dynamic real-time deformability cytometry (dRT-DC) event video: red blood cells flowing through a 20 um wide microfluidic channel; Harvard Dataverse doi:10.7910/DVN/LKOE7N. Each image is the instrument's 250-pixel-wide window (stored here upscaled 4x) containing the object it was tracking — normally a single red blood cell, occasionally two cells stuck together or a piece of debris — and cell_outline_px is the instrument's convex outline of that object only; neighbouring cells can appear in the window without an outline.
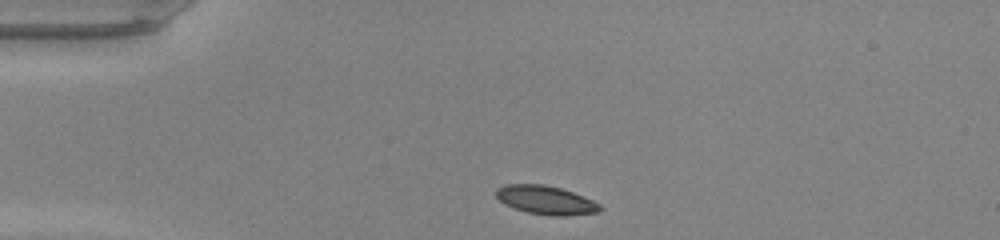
{"species": "common noctule bat (a hibernating species)", "species_latin": "Nyctalus noctula", "temperature_condition": "warm", "stored_images_in_passage": 38, "camera_frame_rate_fps": 3000, "um_per_image_px": 0.085, "animal": {"sex": "male", "body_mass_g": 20.0, "forearm_length_mm": 53.3}, "frame": {"image": 1, "passage_image": 1, "time_ms": 0.0, "image_size_px": [1000, 240], "cell_outline_px": [[604, 208], [600, 212], [564, 216], [552, 216], [528, 212], [504, 204], [496, 196], [496, 188], [504, 184], [544, 184], [560, 188], [584, 196], [600, 204]], "centroid_in_image_um": [46.42, 17.0], "position_along_channel_um": 38.6, "area_um2": 17.4}}
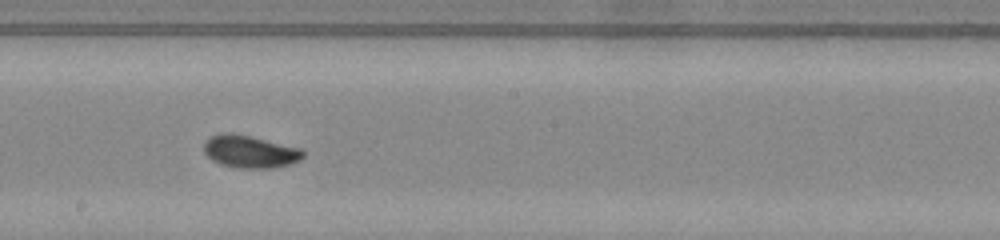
{"frame": {"image": 2, "passage_image": 17, "time_ms": 5.333, "image_size_px": [1000, 240], "cell_outline_px": [[304, 156], [300, 160], [292, 164], [272, 168], [240, 168], [220, 164], [212, 160], [204, 152], [204, 140], [220, 132], [232, 132], [300, 148], [304, 152]], "centroid_in_image_um": [21.23, 12.88], "position_along_channel_um": 227.0, "area_um2": 18.84}}
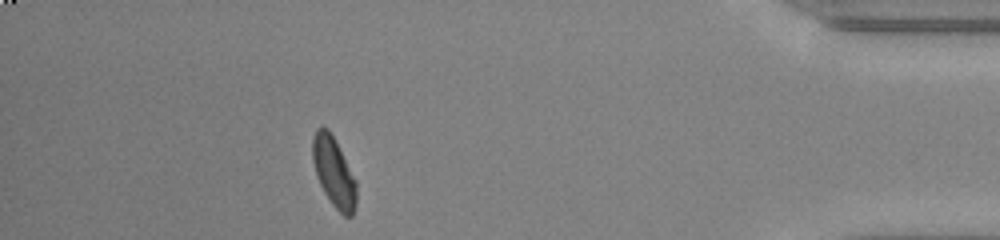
{"frame": {"image": 3, "passage_image": 33, "time_ms": 10.667, "image_size_px": [1000, 240], "cell_outline_px": [[356, 208], [352, 216], [344, 216], [332, 204], [324, 192], [316, 176], [312, 160], [312, 140], [316, 128], [328, 128], [356, 180]], "centroid_in_image_um": [28.36, 14.65], "position_along_channel_um": 406.8, "area_um2": 17.63}, "authors_computed_cell_mechanics": {"area_um2": 17.8024, "velocity_mm_per_s": 4.2574, "shape_relaxation_time_tau1_ms": 1.8892, "shape_relaxation_time_tau2_ms": 0.9781, "deformation_change_tau1": 0.1244, "deformation_change_tau2": 0.0516}}